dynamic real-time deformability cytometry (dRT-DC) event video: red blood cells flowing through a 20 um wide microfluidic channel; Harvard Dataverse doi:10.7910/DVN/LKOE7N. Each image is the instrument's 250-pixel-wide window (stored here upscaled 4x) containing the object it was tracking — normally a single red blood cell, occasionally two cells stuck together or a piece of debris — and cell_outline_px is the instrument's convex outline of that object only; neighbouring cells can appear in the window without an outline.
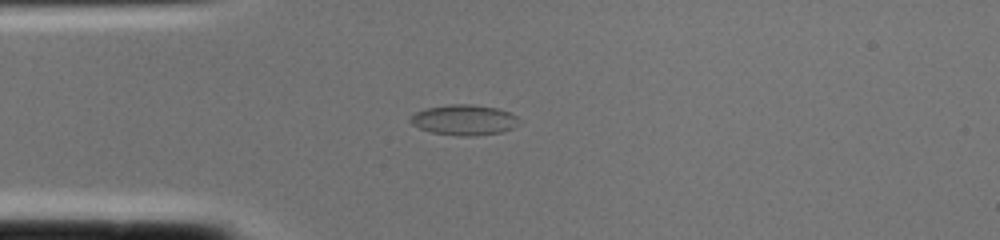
{"species": "common noctule bat (a hibernating species)", "species_latin": "Nyctalus noctula", "temperature_condition": "cold", "stored_images_in_passage": 1, "camera_frame_rate_fps": 3000, "um_per_image_px": 0.085, "animal": {"sex": "female", "body_mass_g": 22.0, "forearm_length_mm": 56.7}, "frame": {"image": 1, "passage_image": 1, "time_ms": 0.0, "image_size_px": [1000, 240], "cell_outline_px": [[520, 120], [512, 128], [500, 132], [476, 136], [460, 136], [432, 132], [420, 128], [412, 124], [408, 120], [416, 112], [424, 108], [448, 104], [472, 104], [496, 108], [508, 112], [516, 116]], "centroid_in_image_um": [39.42, 10.19], "position_along_channel_um": 45.6, "area_um2": 19.19}}